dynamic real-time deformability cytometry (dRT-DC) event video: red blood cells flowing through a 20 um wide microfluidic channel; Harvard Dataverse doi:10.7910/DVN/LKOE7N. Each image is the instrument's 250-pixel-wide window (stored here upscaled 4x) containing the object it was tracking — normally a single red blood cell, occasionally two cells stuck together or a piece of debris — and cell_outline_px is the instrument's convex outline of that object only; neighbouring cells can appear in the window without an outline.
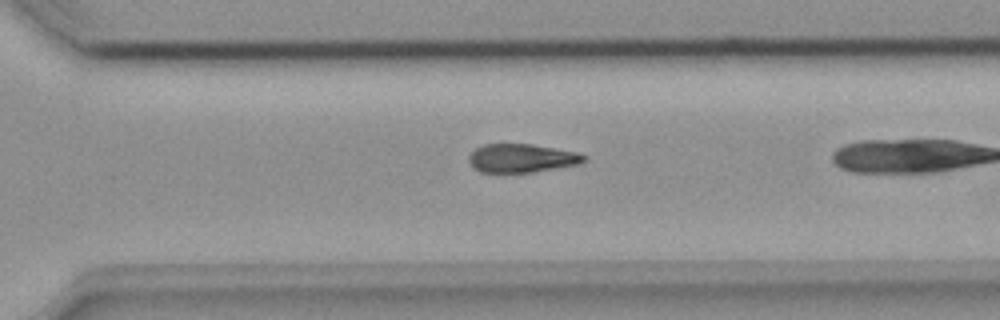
{"species": "common noctule bat (a hibernating species)", "species_latin": "Nyctalus noctula", "temperature_condition": "room temperature", "stored_images_in_passage": 24, "camera_frame_rate_fps": 3000, "um_per_image_px": 0.085, "animal": {"sex": "female", "body_mass_g": 18.4}, "frame": {"image": 1, "passage_image": 21, "time_ms": 6.667, "image_size_px": [1000, 320], "cell_outline_px": [[588, 160], [580, 164], [532, 172], [480, 172], [472, 168], [468, 160], [468, 156], [476, 148], [484, 144], [532, 144], [580, 152], [588, 156]], "centroid_in_image_um": [44.38, 13.44], "position_along_channel_um": 326.2, "area_um2": 19.42}}